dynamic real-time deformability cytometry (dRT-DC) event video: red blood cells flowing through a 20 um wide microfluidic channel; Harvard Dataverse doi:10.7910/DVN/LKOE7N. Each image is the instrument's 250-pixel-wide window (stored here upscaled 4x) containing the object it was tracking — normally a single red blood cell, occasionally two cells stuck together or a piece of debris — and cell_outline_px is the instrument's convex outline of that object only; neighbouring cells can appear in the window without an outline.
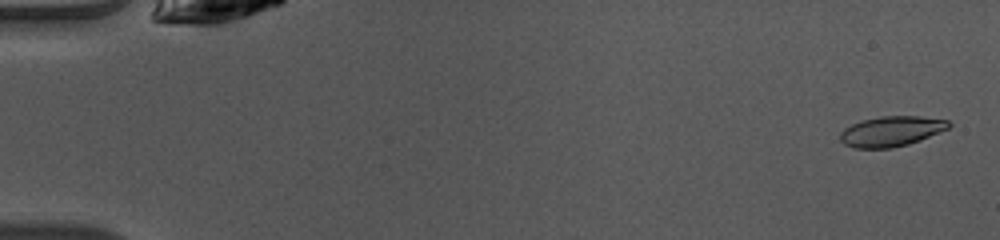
{"species": "common noctule bat (a hibernating species)", "species_latin": "Nyctalus noctula", "temperature_condition": "warm", "stored_images_in_passage": 10, "camera_frame_rate_fps": 3000, "um_per_image_px": 0.085, "animal": {"sex": "female", "body_mass_g": 10.0, "forearm_length_mm": 53.1}, "frame": {"image": 1, "passage_image": 2, "time_ms": 0.333, "image_size_px": [1000, 240], "cell_outline_px": [[952, 124], [948, 128], [908, 144], [892, 148], [852, 148], [844, 144], [840, 140], [840, 132], [844, 128], [852, 124], [864, 120], [880, 116], [920, 116], [948, 120]], "centroid_in_image_um": [75.72, 11.16], "position_along_channel_um": 9.3, "area_um2": 18.96}}